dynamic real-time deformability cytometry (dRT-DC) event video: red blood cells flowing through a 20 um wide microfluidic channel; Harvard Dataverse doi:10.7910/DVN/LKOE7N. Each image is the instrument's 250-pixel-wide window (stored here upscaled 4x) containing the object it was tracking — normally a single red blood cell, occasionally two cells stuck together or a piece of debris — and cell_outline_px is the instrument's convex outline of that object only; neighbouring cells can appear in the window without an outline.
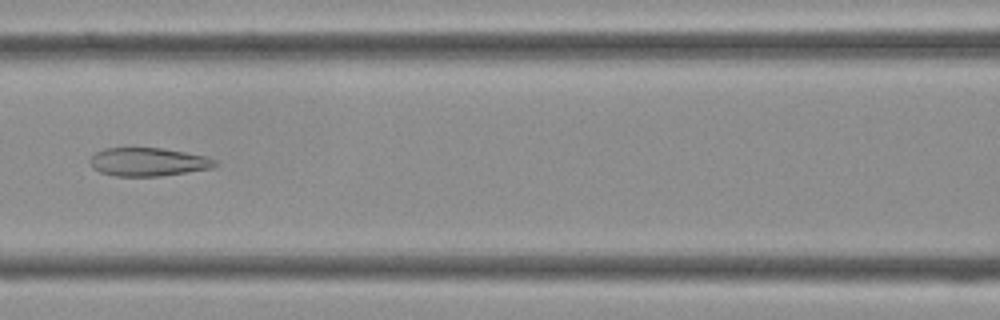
{"species": "Egyptian fruit bat (a non-hibernating species)", "species_latin": "Rousettus aegyptiacus", "temperature_condition": "cold", "stored_images_in_passage": 41, "camera_frame_rate_fps": 3000, "um_per_image_px": 0.085, "frame": {"image": 1, "passage_image": 18, "time_ms": 5.667, "image_size_px": [1000, 320], "cell_outline_px": [[216, 164], [212, 168], [188, 172], [160, 176], [116, 176], [100, 172], [92, 168], [88, 160], [96, 152], [104, 148], [160, 148], [208, 156], [216, 160]], "centroid_in_image_um": [12.57, 13.76], "position_along_channel_um": 154.0, "area_um2": 20.69}}
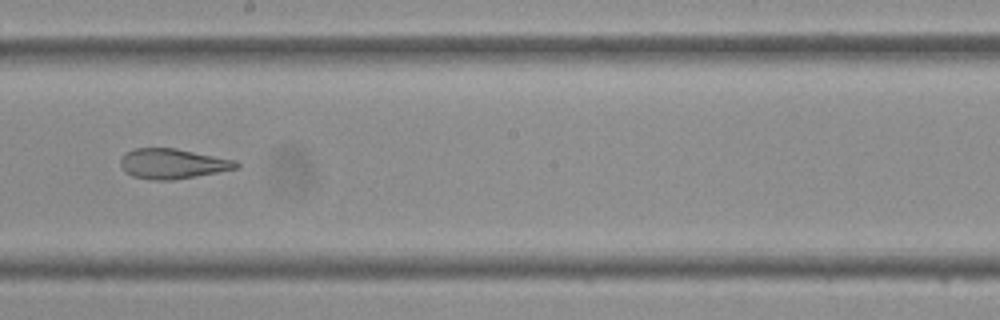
{"frame": {"image": 2, "passage_image": 23, "time_ms": 7.333, "image_size_px": [1000, 320], "cell_outline_px": [[240, 168], [196, 176], [172, 180], [152, 180], [132, 176], [124, 172], [120, 164], [120, 160], [124, 152], [132, 148], [176, 148], [236, 160], [240, 164]], "centroid_in_image_um": [14.65, 13.91], "position_along_channel_um": 233.5, "area_um2": 20.52}}
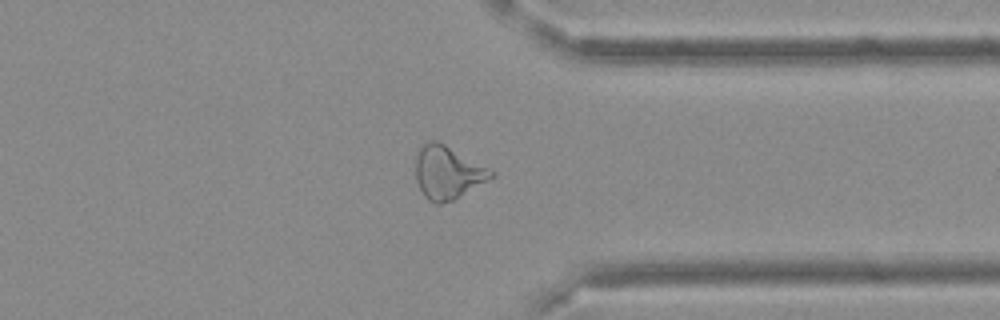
{"frame": {"image": 3, "passage_image": 32, "time_ms": 10.333, "image_size_px": [1000, 320], "cell_outline_px": [[496, 176], [452, 200], [440, 204], [436, 204], [428, 200], [424, 196], [416, 180], [416, 156], [420, 144], [432, 140], [436, 140], [444, 144], [496, 172]], "centroid_in_image_um": [38.03, 14.66], "position_along_channel_um": 373.4, "area_um2": 23.18}}